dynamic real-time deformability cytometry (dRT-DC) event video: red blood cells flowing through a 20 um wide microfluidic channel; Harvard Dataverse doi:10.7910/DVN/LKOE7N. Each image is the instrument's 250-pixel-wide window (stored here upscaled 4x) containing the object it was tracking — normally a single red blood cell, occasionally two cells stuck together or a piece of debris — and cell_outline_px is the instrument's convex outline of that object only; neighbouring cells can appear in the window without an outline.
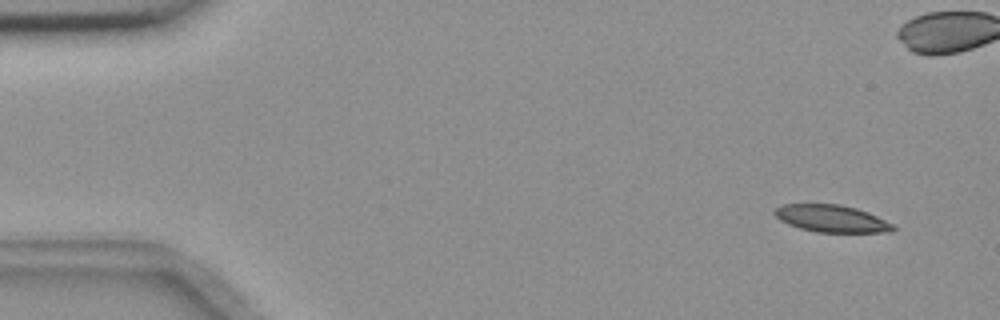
{"species": "common noctule bat (a hibernating species)", "species_latin": "Nyctalus noctula", "temperature_condition": "room temperature", "stored_images_in_passage": 53, "camera_frame_rate_fps": 3000, "um_per_image_px": 0.085, "animal": {"sex": "female", "body_mass_g": 18.4}, "frame": {"image": 1, "passage_image": 1, "time_ms": 0.0, "image_size_px": [1000, 320], "cell_outline_px": [[896, 228], [892, 232], [816, 232], [800, 228], [788, 224], [780, 220], [772, 212], [776, 208], [784, 204], [840, 204], [856, 208], [868, 212], [892, 224]], "centroid_in_image_um": [70.67, 18.58], "position_along_channel_um": 14.3, "area_um2": 18.67}}
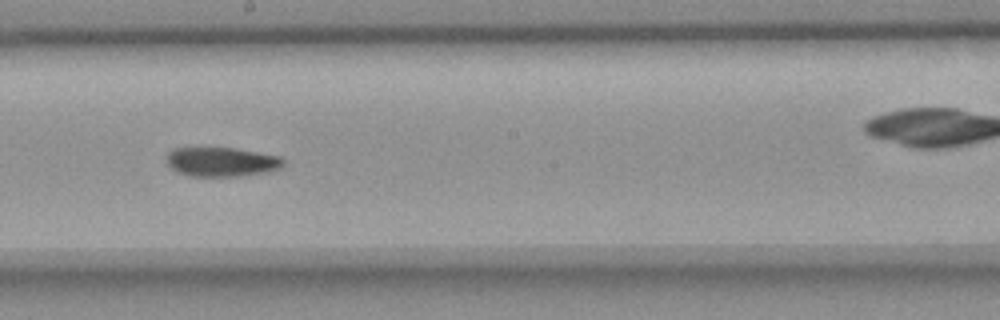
{"frame": {"image": 2, "passage_image": 28, "time_ms": 9.0, "image_size_px": [1000, 320], "cell_outline_px": [[284, 164], [280, 168], [268, 172], [240, 176], [188, 176], [176, 172], [168, 164], [164, 156], [172, 148], [232, 148], [280, 156], [284, 160]], "centroid_in_image_um": [18.8, 13.76], "position_along_channel_um": 229.4, "area_um2": 20.06}}
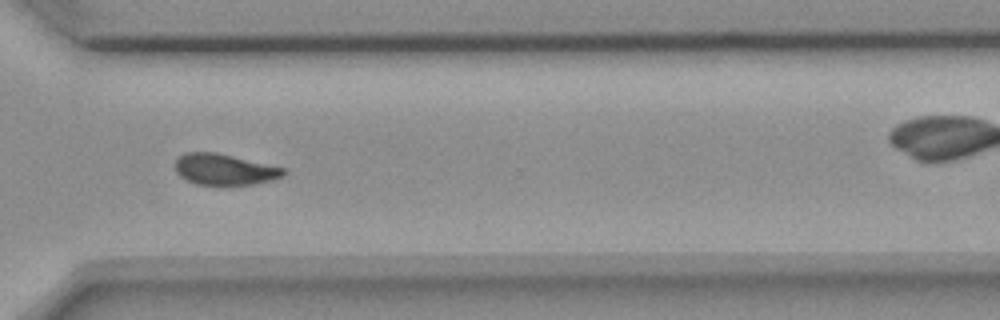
{"frame": {"image": 3, "passage_image": 38, "time_ms": 12.333, "image_size_px": [1000, 320], "cell_outline_px": [[288, 172], [284, 176], [272, 180], [252, 184], [196, 184], [180, 176], [176, 172], [176, 160], [184, 152], [216, 152], [284, 168]], "centroid_in_image_um": [19.09, 14.39], "position_along_channel_um": 351.5, "area_um2": 19.36}, "authors_computed_cell_mechanics": {"area_um2": 20.2878, "velocity_mm_per_s": 3.6407, "shape_relaxation_time_tau1_ms": 5.4841, "shape_relaxation_time_tau2_ms": 6.0321, "deformation_change_tau1": 0.1481, "deformation_change_tau2": 0.1231}}